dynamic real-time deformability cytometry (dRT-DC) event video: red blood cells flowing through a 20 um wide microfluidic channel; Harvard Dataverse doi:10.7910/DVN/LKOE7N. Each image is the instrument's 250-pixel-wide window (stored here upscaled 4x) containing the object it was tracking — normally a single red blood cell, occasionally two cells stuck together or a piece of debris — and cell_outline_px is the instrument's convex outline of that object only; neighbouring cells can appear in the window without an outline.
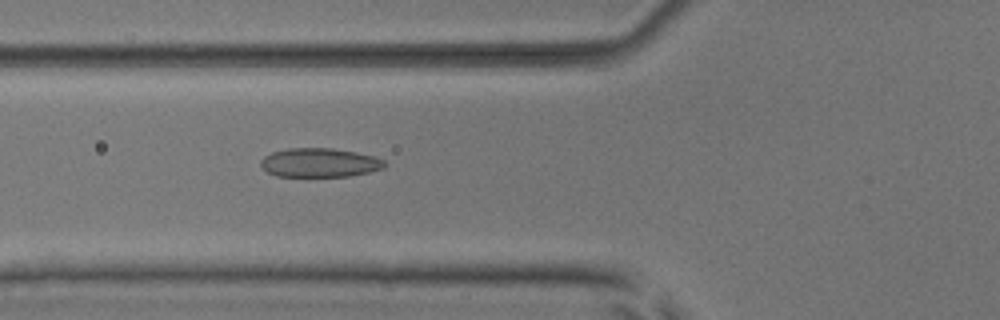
{"species": "common noctule bat (a hibernating species)", "species_latin": "Nyctalus noctula", "temperature_condition": "room temperature", "stored_images_in_passage": 6, "camera_frame_rate_fps": 3000, "um_per_image_px": 0.085, "animal": {"sex": "male", "body_mass_g": 17.9, "forearm_length_mm": 54.2}, "frame": {"image": 1, "passage_image": 6, "time_ms": 1.667, "image_size_px": [1000, 320], "cell_outline_px": [[388, 164], [384, 168], [368, 172], [348, 176], [276, 176], [268, 172], [260, 164], [260, 160], [264, 156], [272, 152], [288, 148], [332, 148], [356, 152], [372, 156], [384, 160]], "centroid_in_image_um": [27.17, 13.82], "position_along_channel_um": 98.6, "area_um2": 20.87}}